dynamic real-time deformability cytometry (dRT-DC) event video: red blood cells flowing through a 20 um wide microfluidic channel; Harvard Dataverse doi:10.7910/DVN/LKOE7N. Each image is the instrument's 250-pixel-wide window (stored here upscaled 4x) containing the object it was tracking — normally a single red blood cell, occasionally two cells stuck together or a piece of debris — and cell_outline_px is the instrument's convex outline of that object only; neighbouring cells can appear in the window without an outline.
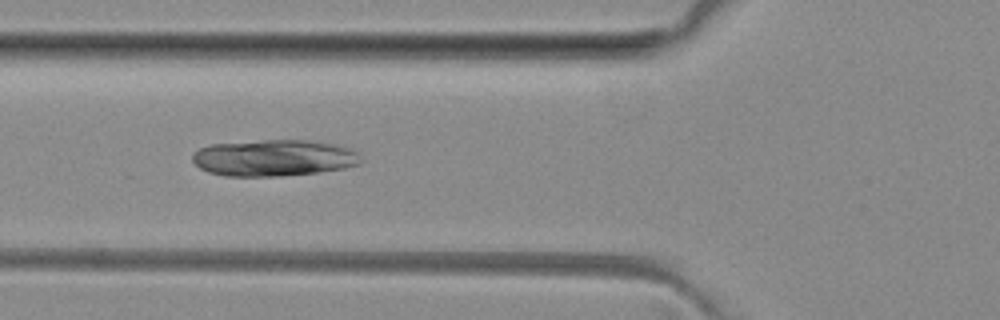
{"species": "common noctule bat (a hibernating species)", "species_latin": "Nyctalus noctula", "temperature_condition": "room temperature", "stored_images_in_passage": 3, "camera_frame_rate_fps": 3000, "um_per_image_px": 0.085, "animal": {"sex": "female", "body_mass_g": 29.2, "forearm_length_mm": 56.3}, "frame": {"image": 1, "passage_image": 2, "time_ms": 2.0, "image_size_px": [1000, 320], "cell_outline_px": [[360, 164], [344, 168], [320, 172], [276, 176], [224, 176], [208, 172], [200, 168], [192, 160], [192, 156], [200, 148], [212, 144], [264, 140], [308, 140], [332, 144], [352, 148], [356, 152], [360, 160]], "centroid_in_image_um": [23.27, 13.42], "position_along_channel_um": 102.5, "area_um2": 35.66}}
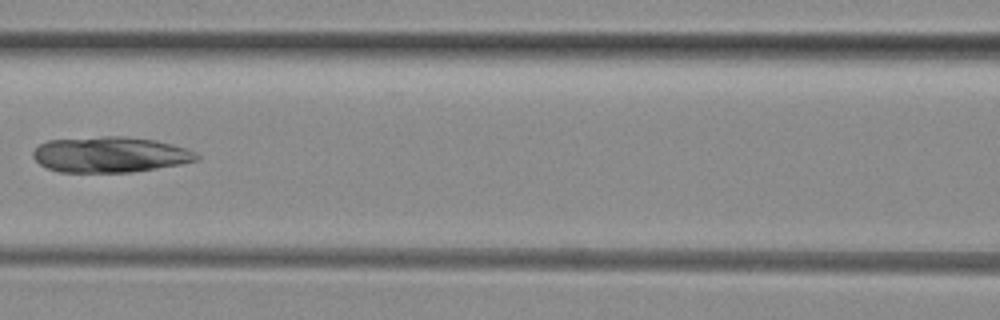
{"frame": {"image": 2, "passage_image": 3, "time_ms": 3.333, "image_size_px": [1000, 320], "cell_outline_px": [[200, 160], [180, 164], [132, 172], [60, 172], [48, 168], [40, 164], [32, 156], [32, 152], [40, 144], [48, 140], [104, 136], [120, 136], [152, 140], [172, 144], [188, 148], [196, 152], [200, 156]], "centroid_in_image_um": [9.38, 13.14], "position_along_channel_um": 157.2, "area_um2": 33.99}}